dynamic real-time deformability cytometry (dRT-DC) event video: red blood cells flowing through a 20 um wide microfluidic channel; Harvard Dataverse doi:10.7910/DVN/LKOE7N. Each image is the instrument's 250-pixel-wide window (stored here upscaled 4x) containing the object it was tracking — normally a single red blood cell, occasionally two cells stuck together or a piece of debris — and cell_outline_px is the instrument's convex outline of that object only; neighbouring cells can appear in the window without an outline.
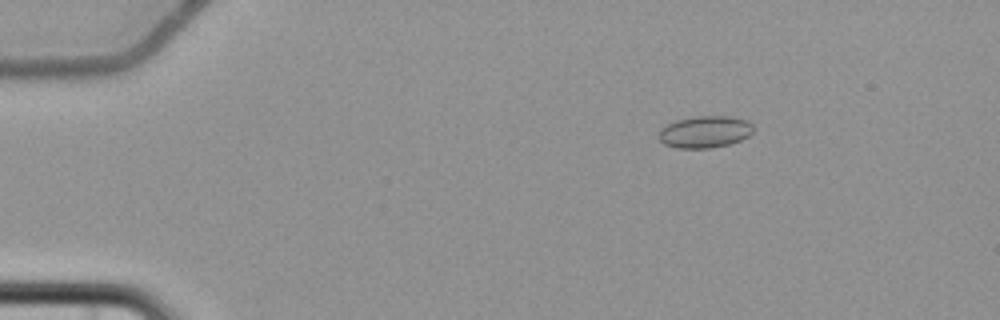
{"species": "common noctule bat (a hibernating species)", "species_latin": "Nyctalus noctula", "temperature_condition": "cold", "stored_images_in_passage": 5, "camera_frame_rate_fps": 3000, "um_per_image_px": 0.085, "animal": {"sex": "female", "body_mass_g": 22.7, "forearm_length_mm": 54.2}, "frame": {"image": 1, "passage_image": 3, "time_ms": 2.333, "image_size_px": [1000, 320], "cell_outline_px": [[752, 132], [748, 136], [740, 140], [728, 144], [708, 148], [676, 148], [664, 144], [656, 136], [668, 124], [676, 120], [696, 116], [732, 116], [748, 120], [752, 124]], "centroid_in_image_um": [59.92, 11.2], "position_along_channel_um": 25.1, "area_um2": 17.51}}